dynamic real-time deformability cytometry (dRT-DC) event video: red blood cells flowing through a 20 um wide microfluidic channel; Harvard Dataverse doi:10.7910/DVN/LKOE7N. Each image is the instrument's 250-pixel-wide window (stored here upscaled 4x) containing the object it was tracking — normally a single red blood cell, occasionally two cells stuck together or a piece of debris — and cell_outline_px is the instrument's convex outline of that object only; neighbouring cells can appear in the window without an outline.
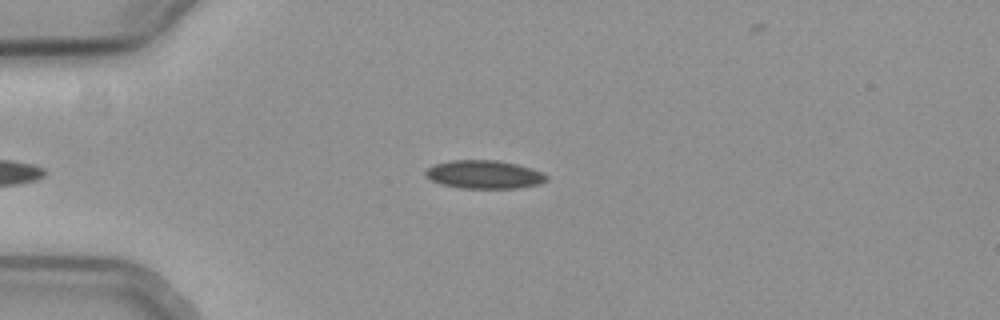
{"species": "common noctule bat (a hibernating species)", "species_latin": "Nyctalus noctula", "temperature_condition": "cold", "stored_images_in_passage": 39, "camera_frame_rate_fps": 3000, "um_per_image_px": 0.085, "animal": {"sex": "female", "body_mass_g": 19.3, "forearm_length_mm": 54.1}, "frame": {"image": 1, "passage_image": 2, "time_ms": 0.333, "image_size_px": [1000, 320], "cell_outline_px": [[548, 180], [540, 184], [516, 188], [460, 188], [440, 184], [424, 176], [424, 172], [428, 168], [436, 164], [452, 160], [496, 160], [516, 164], [532, 168], [544, 172], [548, 176]], "centroid_in_image_um": [41.18, 14.83], "position_along_channel_um": 43.8, "area_um2": 20.06}}
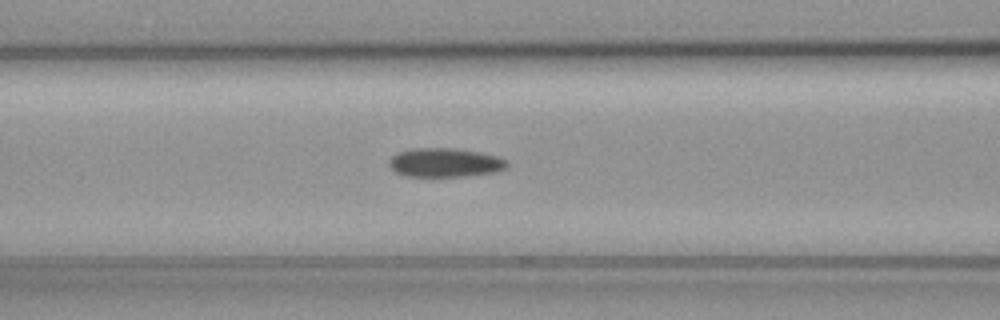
{"frame": {"image": 2, "passage_image": 11, "time_ms": 3.333, "image_size_px": [1000, 320], "cell_outline_px": [[508, 168], [500, 172], [464, 176], [408, 176], [396, 172], [388, 164], [388, 160], [396, 152], [412, 148], [452, 148], [480, 152], [496, 156], [508, 160]], "centroid_in_image_um": [37.85, 13.82], "position_along_channel_um": 128.7, "area_um2": 20.11}}
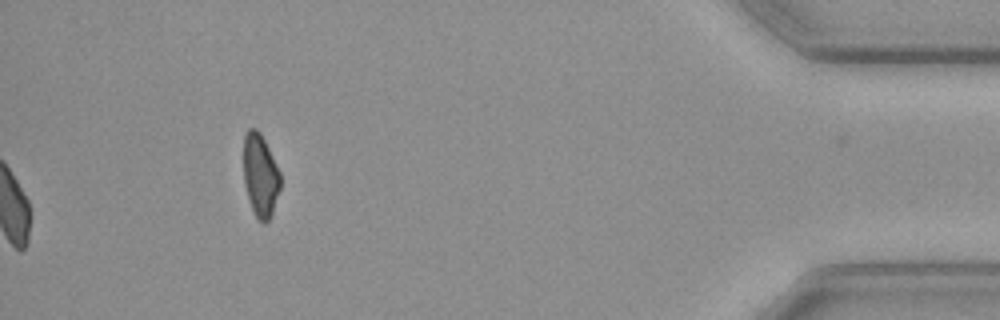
{"frame": {"image": 3, "passage_image": 39, "time_ms": 12.667, "image_size_px": [1000, 320], "cell_outline_px": [[280, 188], [272, 212], [268, 220], [264, 224], [256, 216], [252, 208], [244, 184], [244, 136], [248, 128], [256, 128], [260, 132], [280, 172]], "centroid_in_image_um": [22.12, 14.88], "position_along_channel_um": 413.1, "area_um2": 17.46}}